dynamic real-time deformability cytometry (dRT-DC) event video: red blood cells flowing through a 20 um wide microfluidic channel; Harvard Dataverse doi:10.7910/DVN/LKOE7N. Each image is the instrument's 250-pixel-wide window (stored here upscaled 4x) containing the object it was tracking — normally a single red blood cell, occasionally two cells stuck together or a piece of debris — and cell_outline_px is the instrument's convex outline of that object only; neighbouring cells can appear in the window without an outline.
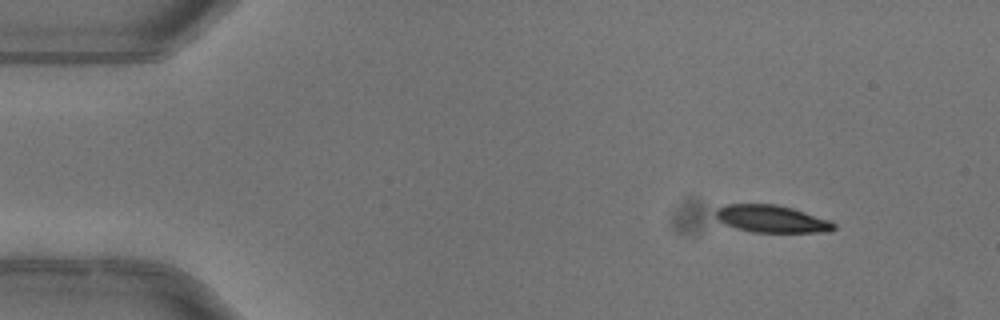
{"species": "common noctule bat (a hibernating species)", "species_latin": "Nyctalus noctula", "temperature_condition": "warm", "stored_images_in_passage": 4, "camera_frame_rate_fps": 3000, "um_per_image_px": 0.085, "animal": {"sex": "female"}, "frame": {"image": 1, "passage_image": 1, "time_ms": 0.0, "image_size_px": [1000, 320], "cell_outline_px": [[836, 228], [828, 232], [752, 232], [736, 228], [724, 224], [716, 216], [716, 208], [724, 204], [776, 204], [792, 208], [832, 220], [836, 224]], "centroid_in_image_um": [65.62, 18.6], "position_along_channel_um": 19.4, "area_um2": 18.96}}
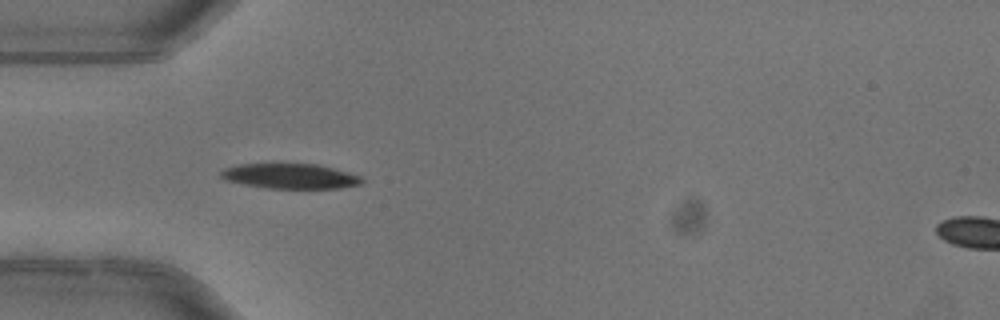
{"frame": {"image": 2, "passage_image": 3, "time_ms": 0.667, "image_size_px": [1000, 320], "cell_outline_px": [[364, 180], [360, 184], [340, 188], [264, 188], [224, 180], [220, 176], [220, 172], [224, 168], [236, 164], [272, 160], [316, 164], [348, 172], [360, 176]], "centroid_in_image_um": [24.55, 14.91], "position_along_channel_um": 60.4, "area_um2": 21.68}}